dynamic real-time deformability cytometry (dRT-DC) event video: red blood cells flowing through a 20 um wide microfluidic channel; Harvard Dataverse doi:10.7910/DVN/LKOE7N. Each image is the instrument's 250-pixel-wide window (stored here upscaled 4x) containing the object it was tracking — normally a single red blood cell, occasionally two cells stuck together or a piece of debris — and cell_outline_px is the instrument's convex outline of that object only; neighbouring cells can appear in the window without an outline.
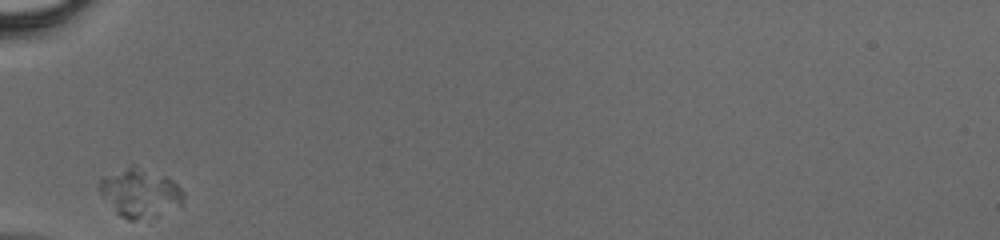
{"species": "human", "species_latin": "Homo sapiens", "temperature_condition": "cold", "stored_images_in_passage": 23, "camera_frame_rate_fps": 3000, "um_per_image_px": 0.085, "donor": {"sex": "male"}, "frame": {"image": 1, "passage_image": 1, "time_ms": 0.0, "image_size_px": [1000, 240], "cell_outline_px": [[184, 204], [132, 220], [128, 220], [120, 216], [116, 212], [96, 188], [96, 184], [100, 180], [132, 164], [136, 164], [164, 176], [172, 180], [184, 192]], "centroid_in_image_um": [11.87, 16.34], "position_along_channel_um": 73.1, "area_um2": 23.12}}
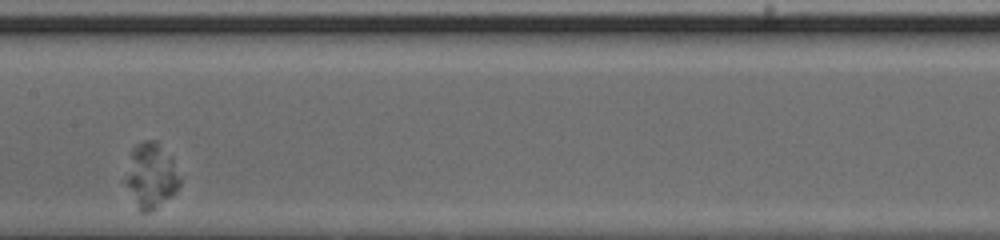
{"frame": {"image": 2, "passage_image": 10, "time_ms": 3.0, "image_size_px": [1000, 240], "cell_outline_px": [[180, 184], [176, 192], [172, 196], [152, 212], [140, 212], [120, 180], [132, 148], [136, 144], [144, 140], [156, 140], [172, 160], [180, 180]], "centroid_in_image_um": [12.73, 14.96], "position_along_channel_um": 194.7, "area_um2": 21.27}}
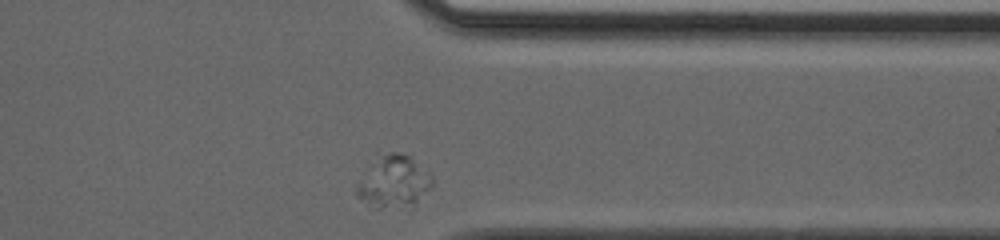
{"frame": {"image": 3, "passage_image": 23, "time_ms": 7.333, "image_size_px": [1000, 240], "cell_outline_px": [[432, 188], [416, 200], [380, 208], [376, 208], [356, 196], [356, 184], [364, 168], [376, 152], [396, 152], [412, 156], [432, 176]], "centroid_in_image_um": [33.37, 15.31], "position_along_channel_um": 378.0, "area_um2": 22.89}}